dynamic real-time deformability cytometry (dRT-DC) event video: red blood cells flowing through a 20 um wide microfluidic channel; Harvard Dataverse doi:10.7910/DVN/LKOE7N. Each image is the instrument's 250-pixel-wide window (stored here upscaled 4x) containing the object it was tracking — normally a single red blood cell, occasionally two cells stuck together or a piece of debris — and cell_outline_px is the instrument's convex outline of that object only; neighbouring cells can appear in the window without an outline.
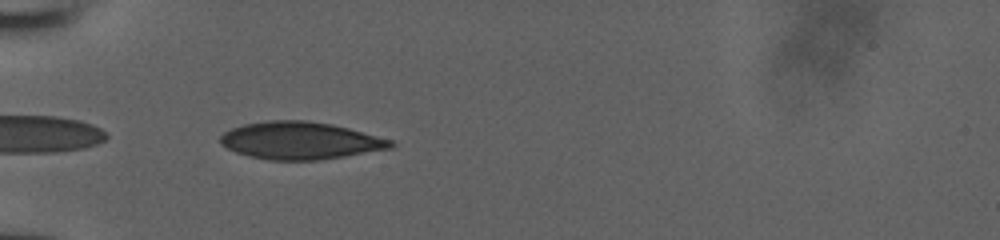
{"species": "human", "species_latin": "Homo sapiens", "temperature_condition": "room temperature", "stored_images_in_passage": 35, "camera_frame_rate_fps": 3000, "um_per_image_px": 0.085, "donor": {"sex": "male"}, "frame": {"image": 1, "passage_image": 1, "time_ms": 0.0, "image_size_px": [1000, 240], "cell_outline_px": [[396, 144], [392, 148], [320, 160], [268, 160], [248, 156], [236, 152], [220, 144], [220, 136], [224, 132], [232, 128], [244, 124], [268, 120], [304, 120], [332, 124], [348, 128], [392, 140]], "centroid_in_image_um": [25.5, 11.95], "position_along_channel_um": 59.5, "area_um2": 37.11}}
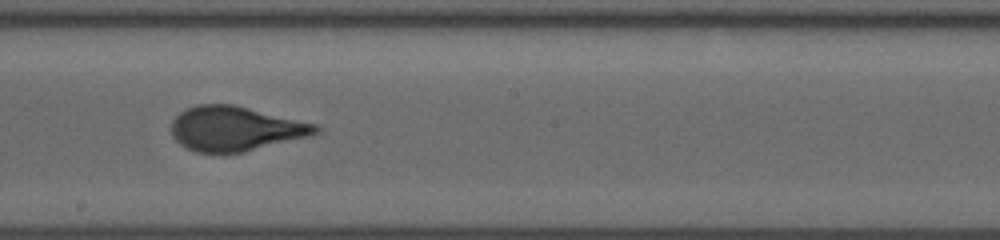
{"frame": {"image": 2, "passage_image": 14, "time_ms": 4.333, "image_size_px": [1000, 240], "cell_outline_px": [[324, 128], [320, 132], [308, 136], [244, 152], [196, 152], [180, 144], [172, 136], [172, 120], [184, 108], [196, 104], [232, 104], [320, 124]], "centroid_in_image_um": [20.04, 10.91], "position_along_channel_um": 228.2, "area_um2": 37.63}}
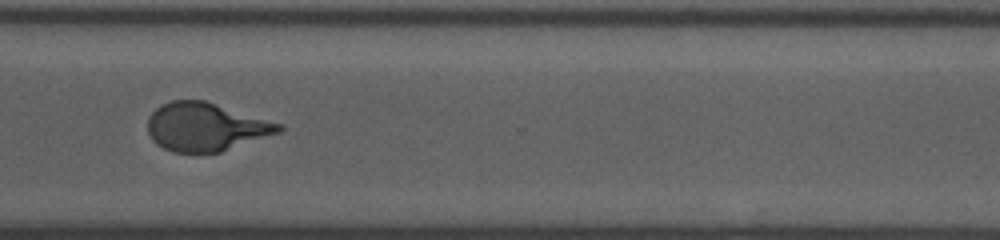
{"frame": {"image": 3, "passage_image": 23, "time_ms": 7.333, "image_size_px": [1000, 240], "cell_outline_px": [[284, 128], [280, 132], [220, 152], [172, 152], [156, 144], [152, 140], [148, 132], [148, 116], [160, 104], [172, 100], [204, 100], [284, 124]], "centroid_in_image_um": [17.48, 10.78], "position_along_channel_um": 353.1, "area_um2": 36.93}}